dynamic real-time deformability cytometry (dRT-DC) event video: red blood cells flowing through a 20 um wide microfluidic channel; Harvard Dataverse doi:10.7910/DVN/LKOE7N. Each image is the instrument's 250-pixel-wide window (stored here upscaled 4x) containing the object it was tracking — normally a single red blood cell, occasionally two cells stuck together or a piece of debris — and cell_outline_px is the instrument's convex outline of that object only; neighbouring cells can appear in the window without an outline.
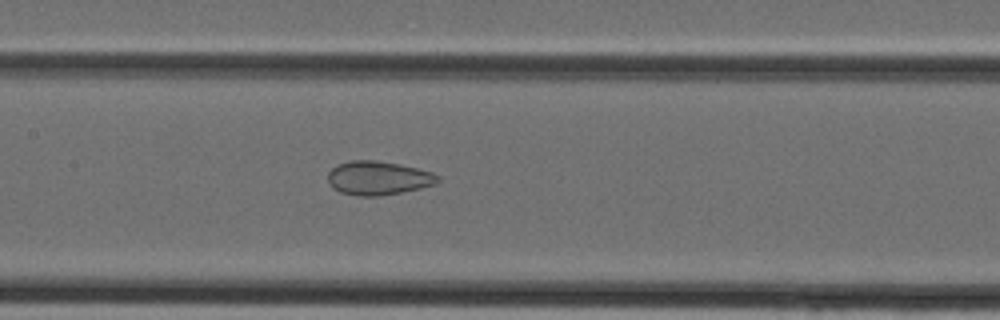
{"species": "Egyptian fruit bat (a non-hibernating species)", "species_latin": "Rousettus aegyptiacus", "temperature_condition": "cold", "stored_images_in_passage": 32, "camera_frame_rate_fps": 3000, "um_per_image_px": 0.085, "animal": {"sex": "female"}, "frame": {"image": 1, "passage_image": 15, "time_ms": 4.667, "image_size_px": [1000, 320], "cell_outline_px": [[440, 180], [436, 184], [420, 188], [380, 196], [360, 196], [340, 192], [332, 188], [328, 180], [328, 172], [336, 164], [352, 160], [376, 160], [400, 164], [432, 172], [440, 176]], "centroid_in_image_um": [32.14, 15.13], "position_along_channel_um": 175.3, "area_um2": 21.73}}
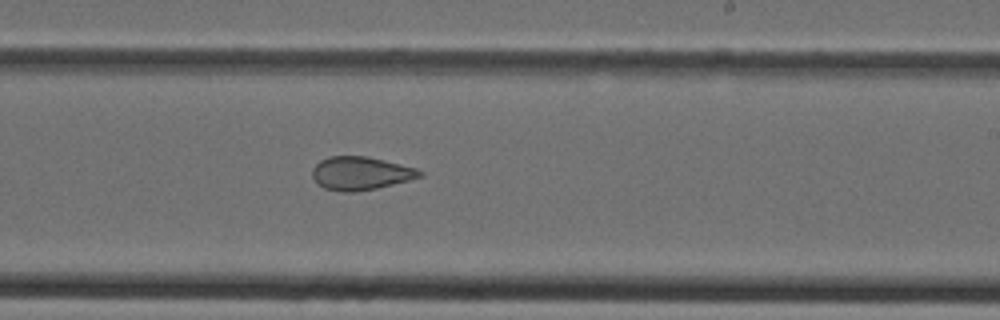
{"frame": {"image": 2, "passage_image": 20, "time_ms": 6.333, "image_size_px": [1000, 320], "cell_outline_px": [[424, 176], [376, 188], [356, 192], [344, 192], [324, 188], [312, 176], [312, 168], [320, 160], [328, 156], [368, 156], [416, 168], [424, 172]], "centroid_in_image_um": [30.66, 14.72], "position_along_channel_um": 258.3, "area_um2": 20.75}}
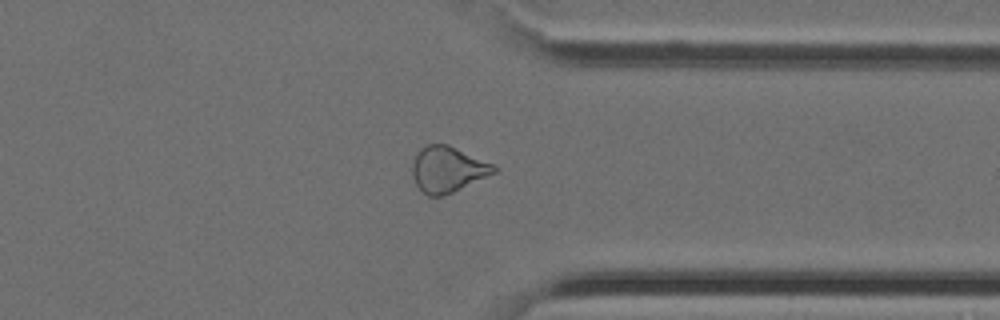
{"frame": {"image": 3, "passage_image": 27, "time_ms": 8.667, "image_size_px": [1000, 320], "cell_outline_px": [[500, 168], [496, 172], [452, 192], [440, 196], [428, 196], [416, 184], [412, 176], [412, 164], [416, 152], [420, 148], [428, 144], [448, 144], [492, 164]], "centroid_in_image_um": [38.02, 14.38], "position_along_channel_um": 373.4, "area_um2": 21.56}}